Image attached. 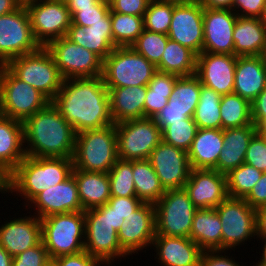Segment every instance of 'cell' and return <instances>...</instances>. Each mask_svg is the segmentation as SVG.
<instances>
[{
	"label": "cell",
	"mask_w": 266,
	"mask_h": 266,
	"mask_svg": "<svg viewBox=\"0 0 266 266\" xmlns=\"http://www.w3.org/2000/svg\"><path fill=\"white\" fill-rule=\"evenodd\" d=\"M51 102L76 134L114 124L102 76L65 79Z\"/></svg>",
	"instance_id": "cell-1"
},
{
	"label": "cell",
	"mask_w": 266,
	"mask_h": 266,
	"mask_svg": "<svg viewBox=\"0 0 266 266\" xmlns=\"http://www.w3.org/2000/svg\"><path fill=\"white\" fill-rule=\"evenodd\" d=\"M23 130L26 156L73 157L76 133L52 102L27 118Z\"/></svg>",
	"instance_id": "cell-2"
},
{
	"label": "cell",
	"mask_w": 266,
	"mask_h": 266,
	"mask_svg": "<svg viewBox=\"0 0 266 266\" xmlns=\"http://www.w3.org/2000/svg\"><path fill=\"white\" fill-rule=\"evenodd\" d=\"M73 169L72 158L26 156L9 174V193L23 198L26 206L37 194L67 180Z\"/></svg>",
	"instance_id": "cell-3"
},
{
	"label": "cell",
	"mask_w": 266,
	"mask_h": 266,
	"mask_svg": "<svg viewBox=\"0 0 266 266\" xmlns=\"http://www.w3.org/2000/svg\"><path fill=\"white\" fill-rule=\"evenodd\" d=\"M72 159L74 169L108 173L119 159L115 124L77 133Z\"/></svg>",
	"instance_id": "cell-4"
},
{
	"label": "cell",
	"mask_w": 266,
	"mask_h": 266,
	"mask_svg": "<svg viewBox=\"0 0 266 266\" xmlns=\"http://www.w3.org/2000/svg\"><path fill=\"white\" fill-rule=\"evenodd\" d=\"M40 221L42 242L50 259L85 250L84 211L53 214Z\"/></svg>",
	"instance_id": "cell-5"
},
{
	"label": "cell",
	"mask_w": 266,
	"mask_h": 266,
	"mask_svg": "<svg viewBox=\"0 0 266 266\" xmlns=\"http://www.w3.org/2000/svg\"><path fill=\"white\" fill-rule=\"evenodd\" d=\"M156 72L157 67L131 46L115 47L102 64L107 89L148 85Z\"/></svg>",
	"instance_id": "cell-6"
},
{
	"label": "cell",
	"mask_w": 266,
	"mask_h": 266,
	"mask_svg": "<svg viewBox=\"0 0 266 266\" xmlns=\"http://www.w3.org/2000/svg\"><path fill=\"white\" fill-rule=\"evenodd\" d=\"M5 66L17 78L39 90L50 101L58 94L64 81L52 54L46 47L13 58Z\"/></svg>",
	"instance_id": "cell-7"
},
{
	"label": "cell",
	"mask_w": 266,
	"mask_h": 266,
	"mask_svg": "<svg viewBox=\"0 0 266 266\" xmlns=\"http://www.w3.org/2000/svg\"><path fill=\"white\" fill-rule=\"evenodd\" d=\"M51 101L0 65V115L24 122Z\"/></svg>",
	"instance_id": "cell-8"
},
{
	"label": "cell",
	"mask_w": 266,
	"mask_h": 266,
	"mask_svg": "<svg viewBox=\"0 0 266 266\" xmlns=\"http://www.w3.org/2000/svg\"><path fill=\"white\" fill-rule=\"evenodd\" d=\"M84 214V248L87 253L100 259L108 266L115 263L114 261L117 259L121 261L122 258H129V255L119 244L117 230L109 221V206L107 204L85 210Z\"/></svg>",
	"instance_id": "cell-9"
},
{
	"label": "cell",
	"mask_w": 266,
	"mask_h": 266,
	"mask_svg": "<svg viewBox=\"0 0 266 266\" xmlns=\"http://www.w3.org/2000/svg\"><path fill=\"white\" fill-rule=\"evenodd\" d=\"M154 207L156 235L190 238L197 208L184 187L166 190Z\"/></svg>",
	"instance_id": "cell-10"
},
{
	"label": "cell",
	"mask_w": 266,
	"mask_h": 266,
	"mask_svg": "<svg viewBox=\"0 0 266 266\" xmlns=\"http://www.w3.org/2000/svg\"><path fill=\"white\" fill-rule=\"evenodd\" d=\"M222 225V250L233 251L256 236V209L244 198L228 196L215 208Z\"/></svg>",
	"instance_id": "cell-11"
},
{
	"label": "cell",
	"mask_w": 266,
	"mask_h": 266,
	"mask_svg": "<svg viewBox=\"0 0 266 266\" xmlns=\"http://www.w3.org/2000/svg\"><path fill=\"white\" fill-rule=\"evenodd\" d=\"M31 22L32 34L40 47L66 36L71 25V14L59 0H24Z\"/></svg>",
	"instance_id": "cell-12"
},
{
	"label": "cell",
	"mask_w": 266,
	"mask_h": 266,
	"mask_svg": "<svg viewBox=\"0 0 266 266\" xmlns=\"http://www.w3.org/2000/svg\"><path fill=\"white\" fill-rule=\"evenodd\" d=\"M115 126L118 157L121 160L148 159L152 150L162 141L161 130L153 118L127 120Z\"/></svg>",
	"instance_id": "cell-13"
},
{
	"label": "cell",
	"mask_w": 266,
	"mask_h": 266,
	"mask_svg": "<svg viewBox=\"0 0 266 266\" xmlns=\"http://www.w3.org/2000/svg\"><path fill=\"white\" fill-rule=\"evenodd\" d=\"M40 48L35 41L28 10L23 3L15 11L0 16V65Z\"/></svg>",
	"instance_id": "cell-14"
},
{
	"label": "cell",
	"mask_w": 266,
	"mask_h": 266,
	"mask_svg": "<svg viewBox=\"0 0 266 266\" xmlns=\"http://www.w3.org/2000/svg\"><path fill=\"white\" fill-rule=\"evenodd\" d=\"M46 49L52 54L64 80L102 76L103 61L66 36L51 41Z\"/></svg>",
	"instance_id": "cell-15"
},
{
	"label": "cell",
	"mask_w": 266,
	"mask_h": 266,
	"mask_svg": "<svg viewBox=\"0 0 266 266\" xmlns=\"http://www.w3.org/2000/svg\"><path fill=\"white\" fill-rule=\"evenodd\" d=\"M204 7L200 1L187 4H174L168 38L192 50L202 53Z\"/></svg>",
	"instance_id": "cell-16"
},
{
	"label": "cell",
	"mask_w": 266,
	"mask_h": 266,
	"mask_svg": "<svg viewBox=\"0 0 266 266\" xmlns=\"http://www.w3.org/2000/svg\"><path fill=\"white\" fill-rule=\"evenodd\" d=\"M165 190L183 188L191 172L188 153L161 141L148 158Z\"/></svg>",
	"instance_id": "cell-17"
},
{
	"label": "cell",
	"mask_w": 266,
	"mask_h": 266,
	"mask_svg": "<svg viewBox=\"0 0 266 266\" xmlns=\"http://www.w3.org/2000/svg\"><path fill=\"white\" fill-rule=\"evenodd\" d=\"M117 232L119 244L129 257L151 247L156 235L154 204L144 202L128 220L124 219Z\"/></svg>",
	"instance_id": "cell-18"
},
{
	"label": "cell",
	"mask_w": 266,
	"mask_h": 266,
	"mask_svg": "<svg viewBox=\"0 0 266 266\" xmlns=\"http://www.w3.org/2000/svg\"><path fill=\"white\" fill-rule=\"evenodd\" d=\"M237 56L202 52L197 55L195 75L201 84L214 89L221 96L234 91Z\"/></svg>",
	"instance_id": "cell-19"
},
{
	"label": "cell",
	"mask_w": 266,
	"mask_h": 266,
	"mask_svg": "<svg viewBox=\"0 0 266 266\" xmlns=\"http://www.w3.org/2000/svg\"><path fill=\"white\" fill-rule=\"evenodd\" d=\"M25 207L31 211L33 209L39 219L53 214L84 211L73 174L67 180L37 194Z\"/></svg>",
	"instance_id": "cell-20"
},
{
	"label": "cell",
	"mask_w": 266,
	"mask_h": 266,
	"mask_svg": "<svg viewBox=\"0 0 266 266\" xmlns=\"http://www.w3.org/2000/svg\"><path fill=\"white\" fill-rule=\"evenodd\" d=\"M184 188L197 209L216 208L228 197L226 175L215 169H191Z\"/></svg>",
	"instance_id": "cell-21"
},
{
	"label": "cell",
	"mask_w": 266,
	"mask_h": 266,
	"mask_svg": "<svg viewBox=\"0 0 266 266\" xmlns=\"http://www.w3.org/2000/svg\"><path fill=\"white\" fill-rule=\"evenodd\" d=\"M236 19L237 14L233 10L204 8L202 52L234 55Z\"/></svg>",
	"instance_id": "cell-22"
},
{
	"label": "cell",
	"mask_w": 266,
	"mask_h": 266,
	"mask_svg": "<svg viewBox=\"0 0 266 266\" xmlns=\"http://www.w3.org/2000/svg\"><path fill=\"white\" fill-rule=\"evenodd\" d=\"M11 218L0 225V245L15 257L42 241V225L36 215ZM13 219V220H12Z\"/></svg>",
	"instance_id": "cell-23"
},
{
	"label": "cell",
	"mask_w": 266,
	"mask_h": 266,
	"mask_svg": "<svg viewBox=\"0 0 266 266\" xmlns=\"http://www.w3.org/2000/svg\"><path fill=\"white\" fill-rule=\"evenodd\" d=\"M152 247L163 266H200L203 250L189 237L155 235Z\"/></svg>",
	"instance_id": "cell-24"
},
{
	"label": "cell",
	"mask_w": 266,
	"mask_h": 266,
	"mask_svg": "<svg viewBox=\"0 0 266 266\" xmlns=\"http://www.w3.org/2000/svg\"><path fill=\"white\" fill-rule=\"evenodd\" d=\"M66 37L90 50L102 61L117 47L113 43L111 11L104 16V22H96L88 27H81L71 23Z\"/></svg>",
	"instance_id": "cell-25"
},
{
	"label": "cell",
	"mask_w": 266,
	"mask_h": 266,
	"mask_svg": "<svg viewBox=\"0 0 266 266\" xmlns=\"http://www.w3.org/2000/svg\"><path fill=\"white\" fill-rule=\"evenodd\" d=\"M265 88L266 65L262 57H237L233 93L251 103Z\"/></svg>",
	"instance_id": "cell-26"
},
{
	"label": "cell",
	"mask_w": 266,
	"mask_h": 266,
	"mask_svg": "<svg viewBox=\"0 0 266 266\" xmlns=\"http://www.w3.org/2000/svg\"><path fill=\"white\" fill-rule=\"evenodd\" d=\"M256 132L257 127L254 124L223 129V150L214 169L226 175L242 165L249 142Z\"/></svg>",
	"instance_id": "cell-27"
},
{
	"label": "cell",
	"mask_w": 266,
	"mask_h": 266,
	"mask_svg": "<svg viewBox=\"0 0 266 266\" xmlns=\"http://www.w3.org/2000/svg\"><path fill=\"white\" fill-rule=\"evenodd\" d=\"M146 92L147 85L108 89L113 123L144 118Z\"/></svg>",
	"instance_id": "cell-28"
},
{
	"label": "cell",
	"mask_w": 266,
	"mask_h": 266,
	"mask_svg": "<svg viewBox=\"0 0 266 266\" xmlns=\"http://www.w3.org/2000/svg\"><path fill=\"white\" fill-rule=\"evenodd\" d=\"M25 157L23 122L0 115V166L10 174Z\"/></svg>",
	"instance_id": "cell-29"
},
{
	"label": "cell",
	"mask_w": 266,
	"mask_h": 266,
	"mask_svg": "<svg viewBox=\"0 0 266 266\" xmlns=\"http://www.w3.org/2000/svg\"><path fill=\"white\" fill-rule=\"evenodd\" d=\"M233 39L235 56H261L266 44V20L237 16Z\"/></svg>",
	"instance_id": "cell-30"
},
{
	"label": "cell",
	"mask_w": 266,
	"mask_h": 266,
	"mask_svg": "<svg viewBox=\"0 0 266 266\" xmlns=\"http://www.w3.org/2000/svg\"><path fill=\"white\" fill-rule=\"evenodd\" d=\"M223 129H197L188 150L192 169H214L223 150Z\"/></svg>",
	"instance_id": "cell-31"
},
{
	"label": "cell",
	"mask_w": 266,
	"mask_h": 266,
	"mask_svg": "<svg viewBox=\"0 0 266 266\" xmlns=\"http://www.w3.org/2000/svg\"><path fill=\"white\" fill-rule=\"evenodd\" d=\"M83 210L106 204L111 197L108 173L73 169L72 172Z\"/></svg>",
	"instance_id": "cell-32"
},
{
	"label": "cell",
	"mask_w": 266,
	"mask_h": 266,
	"mask_svg": "<svg viewBox=\"0 0 266 266\" xmlns=\"http://www.w3.org/2000/svg\"><path fill=\"white\" fill-rule=\"evenodd\" d=\"M222 225L215 208L197 209L190 238L204 250H222Z\"/></svg>",
	"instance_id": "cell-33"
},
{
	"label": "cell",
	"mask_w": 266,
	"mask_h": 266,
	"mask_svg": "<svg viewBox=\"0 0 266 266\" xmlns=\"http://www.w3.org/2000/svg\"><path fill=\"white\" fill-rule=\"evenodd\" d=\"M197 55L180 43L168 39L157 71L181 76H191L196 72Z\"/></svg>",
	"instance_id": "cell-34"
},
{
	"label": "cell",
	"mask_w": 266,
	"mask_h": 266,
	"mask_svg": "<svg viewBox=\"0 0 266 266\" xmlns=\"http://www.w3.org/2000/svg\"><path fill=\"white\" fill-rule=\"evenodd\" d=\"M132 171L136 197L155 204L166 192L148 159L133 160Z\"/></svg>",
	"instance_id": "cell-35"
},
{
	"label": "cell",
	"mask_w": 266,
	"mask_h": 266,
	"mask_svg": "<svg viewBox=\"0 0 266 266\" xmlns=\"http://www.w3.org/2000/svg\"><path fill=\"white\" fill-rule=\"evenodd\" d=\"M178 76L157 71L148 82L144 104V117L154 118L168 103Z\"/></svg>",
	"instance_id": "cell-36"
},
{
	"label": "cell",
	"mask_w": 266,
	"mask_h": 266,
	"mask_svg": "<svg viewBox=\"0 0 266 266\" xmlns=\"http://www.w3.org/2000/svg\"><path fill=\"white\" fill-rule=\"evenodd\" d=\"M221 99L222 96L214 89L201 85L199 102L193 115L198 129H221Z\"/></svg>",
	"instance_id": "cell-37"
},
{
	"label": "cell",
	"mask_w": 266,
	"mask_h": 266,
	"mask_svg": "<svg viewBox=\"0 0 266 266\" xmlns=\"http://www.w3.org/2000/svg\"><path fill=\"white\" fill-rule=\"evenodd\" d=\"M221 129L242 127L253 124L251 103L231 93L222 96L220 103Z\"/></svg>",
	"instance_id": "cell-38"
},
{
	"label": "cell",
	"mask_w": 266,
	"mask_h": 266,
	"mask_svg": "<svg viewBox=\"0 0 266 266\" xmlns=\"http://www.w3.org/2000/svg\"><path fill=\"white\" fill-rule=\"evenodd\" d=\"M113 43L117 47L131 46L144 30V16L111 11Z\"/></svg>",
	"instance_id": "cell-39"
},
{
	"label": "cell",
	"mask_w": 266,
	"mask_h": 266,
	"mask_svg": "<svg viewBox=\"0 0 266 266\" xmlns=\"http://www.w3.org/2000/svg\"><path fill=\"white\" fill-rule=\"evenodd\" d=\"M201 85L195 74L178 77L167 104L184 111H195L199 102Z\"/></svg>",
	"instance_id": "cell-40"
},
{
	"label": "cell",
	"mask_w": 266,
	"mask_h": 266,
	"mask_svg": "<svg viewBox=\"0 0 266 266\" xmlns=\"http://www.w3.org/2000/svg\"><path fill=\"white\" fill-rule=\"evenodd\" d=\"M262 174V171L246 163L231 170L226 174L228 196L245 198L260 180Z\"/></svg>",
	"instance_id": "cell-41"
},
{
	"label": "cell",
	"mask_w": 266,
	"mask_h": 266,
	"mask_svg": "<svg viewBox=\"0 0 266 266\" xmlns=\"http://www.w3.org/2000/svg\"><path fill=\"white\" fill-rule=\"evenodd\" d=\"M108 175L111 196L136 197L132 161L118 159Z\"/></svg>",
	"instance_id": "cell-42"
},
{
	"label": "cell",
	"mask_w": 266,
	"mask_h": 266,
	"mask_svg": "<svg viewBox=\"0 0 266 266\" xmlns=\"http://www.w3.org/2000/svg\"><path fill=\"white\" fill-rule=\"evenodd\" d=\"M174 3L151 1L144 14V29L150 32L168 34Z\"/></svg>",
	"instance_id": "cell-43"
},
{
	"label": "cell",
	"mask_w": 266,
	"mask_h": 266,
	"mask_svg": "<svg viewBox=\"0 0 266 266\" xmlns=\"http://www.w3.org/2000/svg\"><path fill=\"white\" fill-rule=\"evenodd\" d=\"M197 129L193 117H189L188 119L181 120V122L165 127L161 131L162 141L188 152Z\"/></svg>",
	"instance_id": "cell-44"
},
{
	"label": "cell",
	"mask_w": 266,
	"mask_h": 266,
	"mask_svg": "<svg viewBox=\"0 0 266 266\" xmlns=\"http://www.w3.org/2000/svg\"><path fill=\"white\" fill-rule=\"evenodd\" d=\"M168 39L166 34L150 32L144 29L131 47L157 66L160 63Z\"/></svg>",
	"instance_id": "cell-45"
},
{
	"label": "cell",
	"mask_w": 266,
	"mask_h": 266,
	"mask_svg": "<svg viewBox=\"0 0 266 266\" xmlns=\"http://www.w3.org/2000/svg\"><path fill=\"white\" fill-rule=\"evenodd\" d=\"M109 11V2L102 0L95 6L77 7V11L71 14V23L88 27L96 22H104V16Z\"/></svg>",
	"instance_id": "cell-46"
},
{
	"label": "cell",
	"mask_w": 266,
	"mask_h": 266,
	"mask_svg": "<svg viewBox=\"0 0 266 266\" xmlns=\"http://www.w3.org/2000/svg\"><path fill=\"white\" fill-rule=\"evenodd\" d=\"M244 163L266 172V141L258 131L249 142Z\"/></svg>",
	"instance_id": "cell-47"
},
{
	"label": "cell",
	"mask_w": 266,
	"mask_h": 266,
	"mask_svg": "<svg viewBox=\"0 0 266 266\" xmlns=\"http://www.w3.org/2000/svg\"><path fill=\"white\" fill-rule=\"evenodd\" d=\"M50 260L44 243L41 241L38 245L13 257L12 266H46Z\"/></svg>",
	"instance_id": "cell-48"
},
{
	"label": "cell",
	"mask_w": 266,
	"mask_h": 266,
	"mask_svg": "<svg viewBox=\"0 0 266 266\" xmlns=\"http://www.w3.org/2000/svg\"><path fill=\"white\" fill-rule=\"evenodd\" d=\"M266 0H234L232 10L240 17L264 19Z\"/></svg>",
	"instance_id": "cell-49"
},
{
	"label": "cell",
	"mask_w": 266,
	"mask_h": 266,
	"mask_svg": "<svg viewBox=\"0 0 266 266\" xmlns=\"http://www.w3.org/2000/svg\"><path fill=\"white\" fill-rule=\"evenodd\" d=\"M195 111H184L178 107L167 104L160 112L153 118L162 131L168 125L181 122V120L193 117Z\"/></svg>",
	"instance_id": "cell-50"
},
{
	"label": "cell",
	"mask_w": 266,
	"mask_h": 266,
	"mask_svg": "<svg viewBox=\"0 0 266 266\" xmlns=\"http://www.w3.org/2000/svg\"><path fill=\"white\" fill-rule=\"evenodd\" d=\"M144 202L137 197H117L111 196L106 203L112 211L116 212L121 218H128L135 212Z\"/></svg>",
	"instance_id": "cell-51"
},
{
	"label": "cell",
	"mask_w": 266,
	"mask_h": 266,
	"mask_svg": "<svg viewBox=\"0 0 266 266\" xmlns=\"http://www.w3.org/2000/svg\"><path fill=\"white\" fill-rule=\"evenodd\" d=\"M51 261L56 266H101L104 263L96 258L91 256L85 250L77 254H69L58 256Z\"/></svg>",
	"instance_id": "cell-52"
},
{
	"label": "cell",
	"mask_w": 266,
	"mask_h": 266,
	"mask_svg": "<svg viewBox=\"0 0 266 266\" xmlns=\"http://www.w3.org/2000/svg\"><path fill=\"white\" fill-rule=\"evenodd\" d=\"M148 0H110V11L121 14L144 16Z\"/></svg>",
	"instance_id": "cell-53"
},
{
	"label": "cell",
	"mask_w": 266,
	"mask_h": 266,
	"mask_svg": "<svg viewBox=\"0 0 266 266\" xmlns=\"http://www.w3.org/2000/svg\"><path fill=\"white\" fill-rule=\"evenodd\" d=\"M200 266H243V264L240 265L234 257L229 256L226 250H204Z\"/></svg>",
	"instance_id": "cell-54"
},
{
	"label": "cell",
	"mask_w": 266,
	"mask_h": 266,
	"mask_svg": "<svg viewBox=\"0 0 266 266\" xmlns=\"http://www.w3.org/2000/svg\"><path fill=\"white\" fill-rule=\"evenodd\" d=\"M251 116L257 130H266V88L251 102Z\"/></svg>",
	"instance_id": "cell-55"
},
{
	"label": "cell",
	"mask_w": 266,
	"mask_h": 266,
	"mask_svg": "<svg viewBox=\"0 0 266 266\" xmlns=\"http://www.w3.org/2000/svg\"><path fill=\"white\" fill-rule=\"evenodd\" d=\"M244 200L254 209L266 205V172L262 174Z\"/></svg>",
	"instance_id": "cell-56"
},
{
	"label": "cell",
	"mask_w": 266,
	"mask_h": 266,
	"mask_svg": "<svg viewBox=\"0 0 266 266\" xmlns=\"http://www.w3.org/2000/svg\"><path fill=\"white\" fill-rule=\"evenodd\" d=\"M266 238V205L256 209V239Z\"/></svg>",
	"instance_id": "cell-57"
},
{
	"label": "cell",
	"mask_w": 266,
	"mask_h": 266,
	"mask_svg": "<svg viewBox=\"0 0 266 266\" xmlns=\"http://www.w3.org/2000/svg\"><path fill=\"white\" fill-rule=\"evenodd\" d=\"M204 8L232 10L234 0H199Z\"/></svg>",
	"instance_id": "cell-58"
},
{
	"label": "cell",
	"mask_w": 266,
	"mask_h": 266,
	"mask_svg": "<svg viewBox=\"0 0 266 266\" xmlns=\"http://www.w3.org/2000/svg\"><path fill=\"white\" fill-rule=\"evenodd\" d=\"M24 0H0V16L15 11L23 4Z\"/></svg>",
	"instance_id": "cell-59"
},
{
	"label": "cell",
	"mask_w": 266,
	"mask_h": 266,
	"mask_svg": "<svg viewBox=\"0 0 266 266\" xmlns=\"http://www.w3.org/2000/svg\"><path fill=\"white\" fill-rule=\"evenodd\" d=\"M101 0H70L67 3V7L69 9L70 14L77 11V7H85V6H95Z\"/></svg>",
	"instance_id": "cell-60"
},
{
	"label": "cell",
	"mask_w": 266,
	"mask_h": 266,
	"mask_svg": "<svg viewBox=\"0 0 266 266\" xmlns=\"http://www.w3.org/2000/svg\"><path fill=\"white\" fill-rule=\"evenodd\" d=\"M9 181V174L2 167H0V192L2 194L4 193V195L6 193L9 194Z\"/></svg>",
	"instance_id": "cell-61"
},
{
	"label": "cell",
	"mask_w": 266,
	"mask_h": 266,
	"mask_svg": "<svg viewBox=\"0 0 266 266\" xmlns=\"http://www.w3.org/2000/svg\"><path fill=\"white\" fill-rule=\"evenodd\" d=\"M109 221L117 231L124 223V219L121 218V216H119L116 212L112 211L110 207H109Z\"/></svg>",
	"instance_id": "cell-62"
},
{
	"label": "cell",
	"mask_w": 266,
	"mask_h": 266,
	"mask_svg": "<svg viewBox=\"0 0 266 266\" xmlns=\"http://www.w3.org/2000/svg\"><path fill=\"white\" fill-rule=\"evenodd\" d=\"M13 257L0 245V266H12Z\"/></svg>",
	"instance_id": "cell-63"
},
{
	"label": "cell",
	"mask_w": 266,
	"mask_h": 266,
	"mask_svg": "<svg viewBox=\"0 0 266 266\" xmlns=\"http://www.w3.org/2000/svg\"><path fill=\"white\" fill-rule=\"evenodd\" d=\"M262 240L261 243H263L264 245H262L263 247H261L260 249H262L261 251L263 252L260 256V261L258 260V263L256 262L255 265L253 266H266V238H258V240Z\"/></svg>",
	"instance_id": "cell-64"
},
{
	"label": "cell",
	"mask_w": 266,
	"mask_h": 266,
	"mask_svg": "<svg viewBox=\"0 0 266 266\" xmlns=\"http://www.w3.org/2000/svg\"><path fill=\"white\" fill-rule=\"evenodd\" d=\"M161 1L170 2L174 4H187V3H193L198 0H161Z\"/></svg>",
	"instance_id": "cell-65"
},
{
	"label": "cell",
	"mask_w": 266,
	"mask_h": 266,
	"mask_svg": "<svg viewBox=\"0 0 266 266\" xmlns=\"http://www.w3.org/2000/svg\"><path fill=\"white\" fill-rule=\"evenodd\" d=\"M261 57L263 59L264 64L266 65V44H265L264 49L262 51Z\"/></svg>",
	"instance_id": "cell-66"
},
{
	"label": "cell",
	"mask_w": 266,
	"mask_h": 266,
	"mask_svg": "<svg viewBox=\"0 0 266 266\" xmlns=\"http://www.w3.org/2000/svg\"><path fill=\"white\" fill-rule=\"evenodd\" d=\"M257 131L262 135V137L266 141V130H257Z\"/></svg>",
	"instance_id": "cell-67"
},
{
	"label": "cell",
	"mask_w": 266,
	"mask_h": 266,
	"mask_svg": "<svg viewBox=\"0 0 266 266\" xmlns=\"http://www.w3.org/2000/svg\"><path fill=\"white\" fill-rule=\"evenodd\" d=\"M46 266H56L51 260Z\"/></svg>",
	"instance_id": "cell-68"
},
{
	"label": "cell",
	"mask_w": 266,
	"mask_h": 266,
	"mask_svg": "<svg viewBox=\"0 0 266 266\" xmlns=\"http://www.w3.org/2000/svg\"><path fill=\"white\" fill-rule=\"evenodd\" d=\"M62 1L64 4H67L70 0H59Z\"/></svg>",
	"instance_id": "cell-69"
},
{
	"label": "cell",
	"mask_w": 266,
	"mask_h": 266,
	"mask_svg": "<svg viewBox=\"0 0 266 266\" xmlns=\"http://www.w3.org/2000/svg\"><path fill=\"white\" fill-rule=\"evenodd\" d=\"M264 19L266 20V8H265V15H264Z\"/></svg>",
	"instance_id": "cell-70"
}]
</instances>
